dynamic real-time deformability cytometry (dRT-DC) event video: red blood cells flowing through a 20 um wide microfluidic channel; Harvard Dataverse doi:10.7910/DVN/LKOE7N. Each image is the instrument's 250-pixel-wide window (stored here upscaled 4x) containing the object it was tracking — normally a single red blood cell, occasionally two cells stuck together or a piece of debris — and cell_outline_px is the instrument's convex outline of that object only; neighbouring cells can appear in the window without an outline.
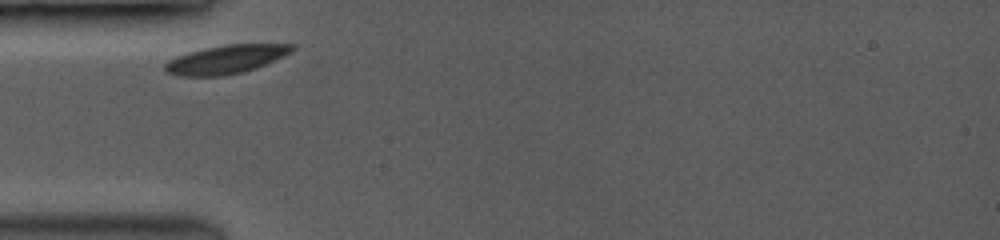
{"species": "common noctule bat (a hibernating species)", "species_latin": "Nyctalus noctula", "temperature_condition": "room temperature", "stored_images_in_passage": 2, "camera_frame_rate_fps": 3500, "um_per_image_px": 0.085, "animal": {"sex": "female", "body_mass_g": 19.0, "forearm_length_mm": 53.3}, "frame": {"image": 1, "passage_image": 1, "time_ms": 0.0, "image_size_px": [1000, 240], "cell_outline_px": [[296, 48], [292, 52], [284, 56], [256, 68], [244, 72], [220, 76], [180, 76], [168, 72], [164, 68], [164, 64], [168, 60], [176, 56], [188, 52], [204, 48], [224, 44], [296, 44]], "centroid_in_image_um": [19.23, 5.04], "position_along_channel_um": 65.8, "area_um2": 21.27}}